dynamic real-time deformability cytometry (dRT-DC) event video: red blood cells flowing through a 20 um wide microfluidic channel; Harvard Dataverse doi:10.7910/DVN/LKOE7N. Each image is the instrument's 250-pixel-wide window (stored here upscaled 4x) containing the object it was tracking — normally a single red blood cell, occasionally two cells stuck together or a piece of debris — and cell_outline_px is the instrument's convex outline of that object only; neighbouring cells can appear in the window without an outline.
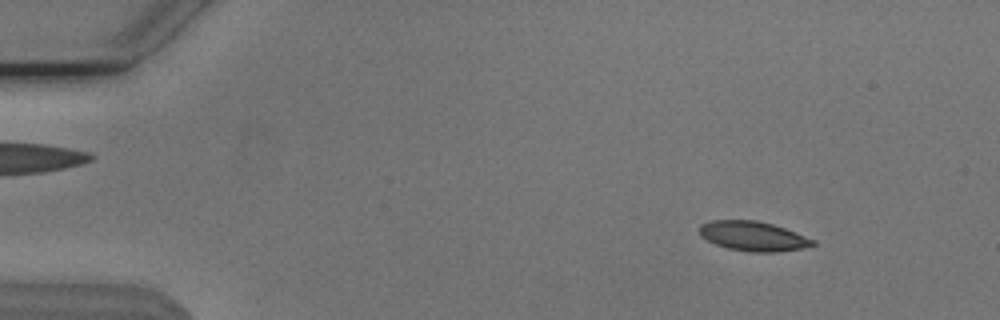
{"species": "Egyptian fruit bat (a non-hibernating species)", "species_latin": "Rousettus aegyptiacus", "temperature_condition": "cold", "stored_images_in_passage": 53, "camera_frame_rate_fps": 3000, "um_per_image_px": 0.085, "animal": {"sex": "male"}, "frame": {"image": 1, "passage_image": 6, "time_ms": 1.667, "image_size_px": [1000, 320], "cell_outline_px": [[816, 244], [800, 248], [776, 252], [752, 252], [728, 248], [716, 244], [700, 236], [700, 224], [712, 220], [756, 220], [772, 224], [796, 232], [816, 240]], "centroid_in_image_um": [64.02, 20.06], "position_along_channel_um": 21.0, "area_um2": 19.42}}
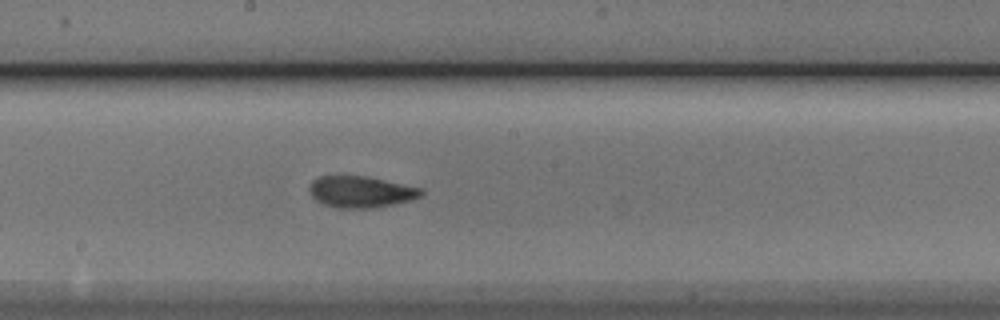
{"frame": {"image": 2, "passage_image": 29, "time_ms": 9.333, "image_size_px": [1000, 320], "cell_outline_px": [[424, 192], [420, 196], [412, 200], [376, 208], [336, 208], [324, 204], [316, 200], [308, 192], [308, 188], [312, 180], [320, 176], [364, 176], [424, 188]], "centroid_in_image_um": [30.67, 16.31], "position_along_channel_um": 217.5, "area_um2": 20.63}}
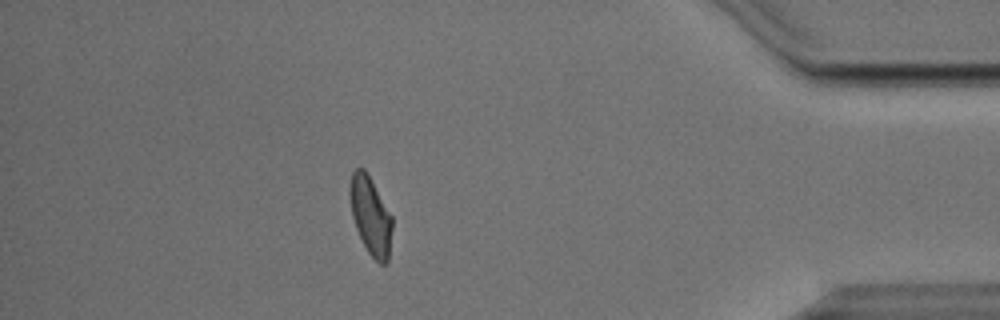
{"frame": {"image": 3, "passage_image": 47, "time_ms": 15.333, "image_size_px": [1000, 320], "cell_outline_px": [[392, 228], [388, 264], [380, 264], [368, 252], [356, 228], [352, 216], [348, 192], [348, 188], [352, 172], [356, 168], [364, 168], [392, 216]], "centroid_in_image_um": [31.49, 18.34], "position_along_channel_um": 403.7, "area_um2": 19.19}, "authors_computed_cell_mechanics": {"area_um2": 19.8254, "velocity_mm_per_s": 3.7978, "shape_relaxation_time_tau1_ms": 5.0021, "shape_relaxation_time_tau2_ms": 1.9592, "deformation_change_tau1": 0.1521, "deformation_change_tau2": 0.0805}}